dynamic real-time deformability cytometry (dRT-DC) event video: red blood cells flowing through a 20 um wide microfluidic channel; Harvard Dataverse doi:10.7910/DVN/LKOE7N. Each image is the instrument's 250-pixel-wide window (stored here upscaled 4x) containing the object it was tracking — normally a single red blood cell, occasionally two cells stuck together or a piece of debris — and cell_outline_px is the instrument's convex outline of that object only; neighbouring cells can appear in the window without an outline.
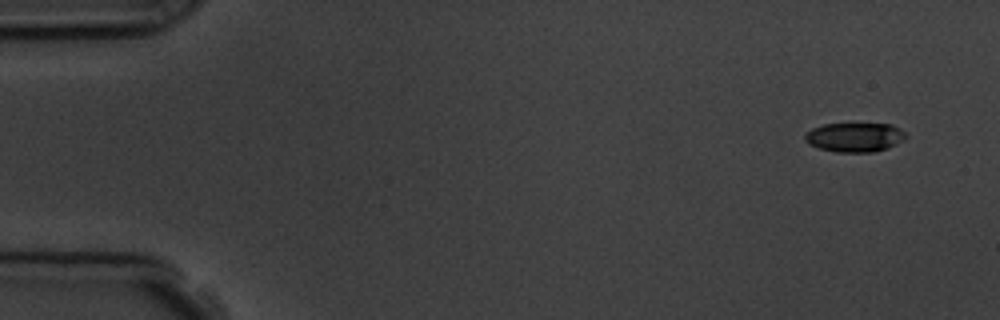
{"species": "common noctule bat (a hibernating species)", "species_latin": "Nyctalus noctula", "temperature_condition": "room temperature", "stored_images_in_passage": 5, "camera_frame_rate_fps": 3000, "um_per_image_px": 0.085, "animal": {"sex": "male", "body_mass_g": 19.5, "forearm_length_mm": 54.6}, "frame": {"image": 1, "passage_image": 1, "time_ms": 0.0, "image_size_px": [1000, 320], "cell_outline_px": [[908, 136], [904, 140], [888, 148], [872, 152], [836, 152], [820, 148], [808, 144], [804, 140], [804, 136], [812, 128], [824, 124], [892, 124], [900, 128]], "centroid_in_image_um": [72.67, 11.66], "position_along_channel_um": 12.3, "area_um2": 17.22}}
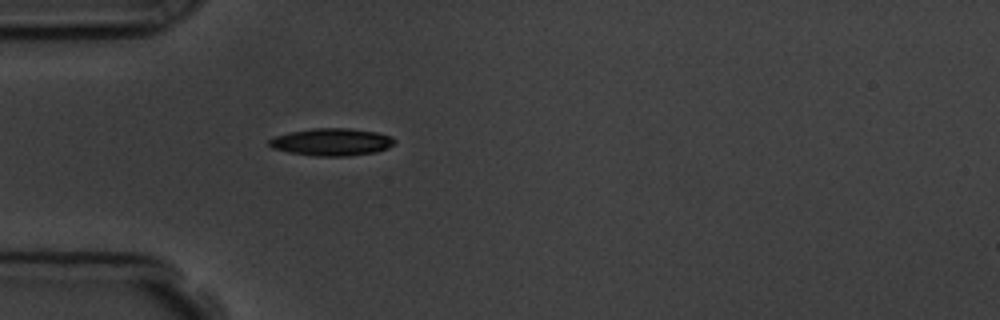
{"frame": {"image": 2, "passage_image": 5, "time_ms": 4.333, "image_size_px": [1000, 320], "cell_outline_px": [[396, 140], [388, 148], [376, 152], [348, 156], [316, 156], [288, 152], [272, 148], [268, 144], [268, 140], [272, 136], [288, 132], [312, 128], [348, 128], [376, 132], [392, 136]], "centroid_in_image_um": [28.16, 12.06], "position_along_channel_um": 56.8, "area_um2": 20.17}}